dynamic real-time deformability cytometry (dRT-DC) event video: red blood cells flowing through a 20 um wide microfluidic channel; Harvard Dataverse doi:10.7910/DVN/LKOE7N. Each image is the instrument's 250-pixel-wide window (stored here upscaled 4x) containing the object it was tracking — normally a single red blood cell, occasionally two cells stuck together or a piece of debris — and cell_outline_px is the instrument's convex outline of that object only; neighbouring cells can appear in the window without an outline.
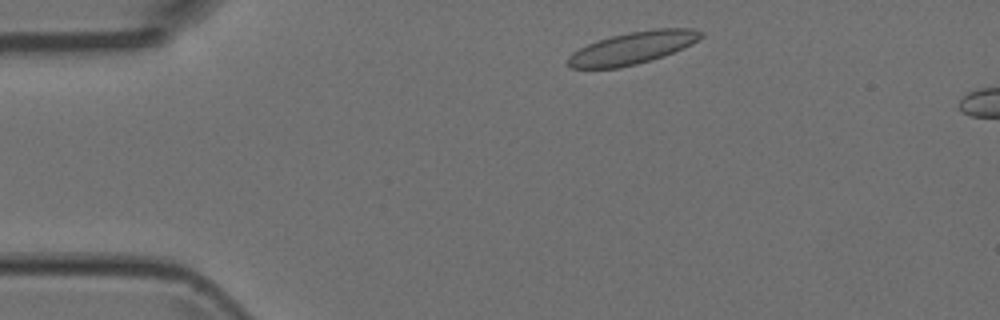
{"species": "Egyptian fruit bat (a non-hibernating species)", "species_latin": "Rousettus aegyptiacus", "temperature_condition": "room temperature", "stored_images_in_passage": 8, "camera_frame_rate_fps": 3000, "um_per_image_px": 0.085, "animal": {"sex": "female"}, "frame": {"image": 1, "passage_image": 1, "time_ms": 0.0, "image_size_px": [1000, 320], "cell_outline_px": [[704, 36], [692, 44], [684, 48], [664, 56], [652, 60], [620, 68], [572, 68], [568, 64], [568, 56], [572, 52], [588, 44], [612, 36], [628, 32], [656, 28], [692, 28], [704, 32]], "centroid_in_image_um": [53.82, 4.07], "position_along_channel_um": 31.2, "area_um2": 25.03}}
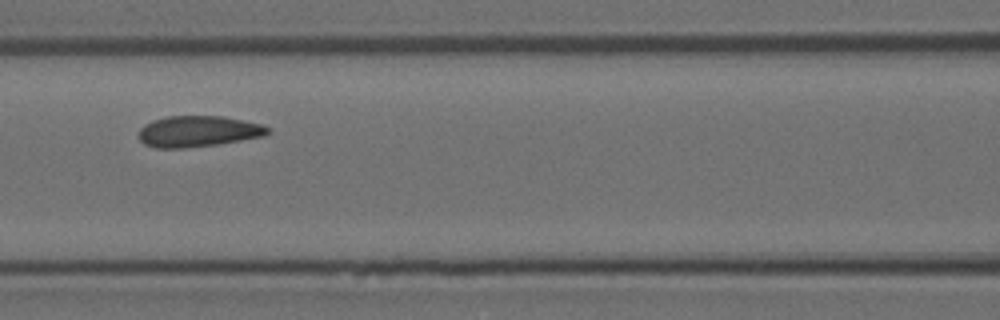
{"frame": {"image": 2, "passage_image": 5, "time_ms": 1.333, "image_size_px": [1000, 320], "cell_outline_px": [[268, 132], [264, 136], [216, 144], [184, 148], [156, 148], [144, 144], [136, 136], [140, 128], [144, 124], [152, 120], [168, 116], [224, 116], [260, 124], [268, 128]], "centroid_in_image_um": [16.76, 11.16], "position_along_channel_um": 149.8, "area_um2": 23.29}}
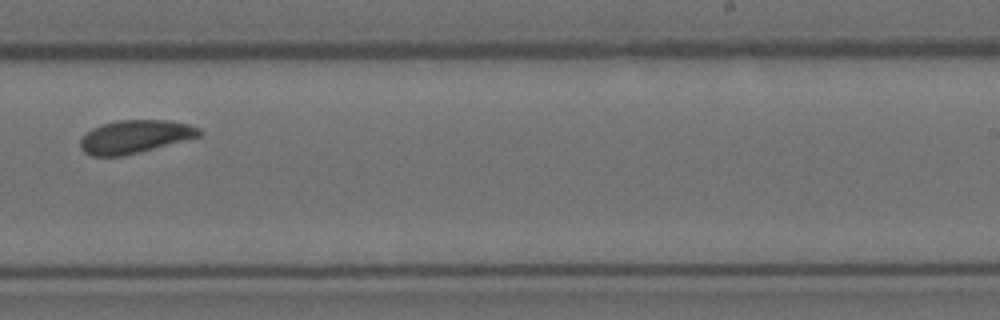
{"frame": {"image": 3, "passage_image": 8, "time_ms": 2.333, "image_size_px": [1000, 320], "cell_outline_px": [[200, 136], [140, 152], [120, 156], [92, 156], [84, 152], [80, 148], [80, 140], [92, 128], [100, 124], [116, 120], [172, 120], [188, 124], [200, 128]], "centroid_in_image_um": [11.45, 11.6], "position_along_channel_um": 277.5, "area_um2": 22.89}}